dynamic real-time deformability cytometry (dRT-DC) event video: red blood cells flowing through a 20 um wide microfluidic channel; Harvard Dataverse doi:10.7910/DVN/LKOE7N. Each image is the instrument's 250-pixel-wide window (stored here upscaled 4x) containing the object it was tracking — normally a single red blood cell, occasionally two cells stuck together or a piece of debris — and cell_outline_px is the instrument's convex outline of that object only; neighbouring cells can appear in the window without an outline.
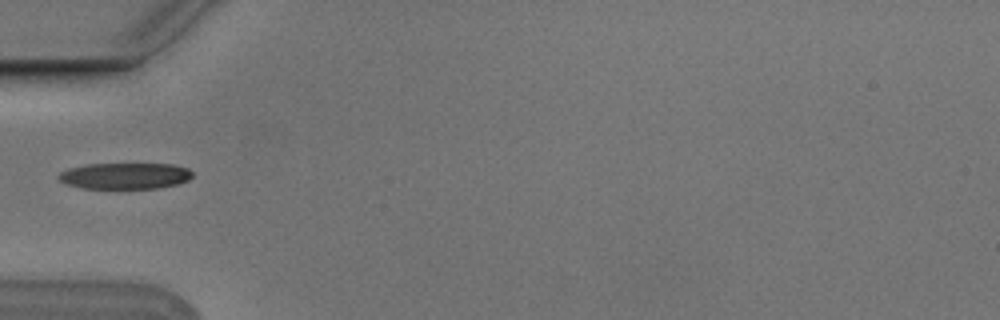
{"species": "Egyptian fruit bat (a non-hibernating species)", "species_latin": "Rousettus aegyptiacus", "temperature_condition": "cold", "stored_images_in_passage": 5, "camera_frame_rate_fps": 3000, "um_per_image_px": 0.085, "animal": {"sex": "male"}, "frame": {"image": 1, "passage_image": 5, "time_ms": 1.333, "image_size_px": [1000, 320], "cell_outline_px": [[192, 176], [188, 180], [176, 184], [160, 188], [80, 188], [68, 184], [60, 180], [56, 176], [60, 172], [68, 168], [84, 164], [172, 164], [188, 168], [192, 172]], "centroid_in_image_um": [10.6, 14.94], "position_along_channel_um": 74.4, "area_um2": 20.46}}